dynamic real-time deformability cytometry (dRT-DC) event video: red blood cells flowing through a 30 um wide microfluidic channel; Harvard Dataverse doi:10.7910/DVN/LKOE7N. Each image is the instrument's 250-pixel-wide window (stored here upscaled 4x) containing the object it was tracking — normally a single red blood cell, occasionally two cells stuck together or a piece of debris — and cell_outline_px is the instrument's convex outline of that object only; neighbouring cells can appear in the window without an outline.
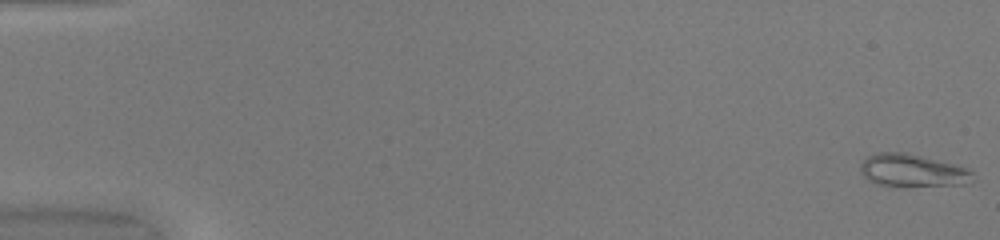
{"species": "common noctule bat (a hibernating species)", "species_latin": "Nyctalus noctula", "temperature_condition": "warm", "stored_images_in_passage": 51, "camera_frame_rate_fps": 3000, "um_per_image_px": 0.085, "animal": {"sex": "female", "body_mass_g": 20.0, "forearm_length_mm": 54.0}, "frame": {"image": 1, "passage_image": 1, "time_ms": 0.0, "image_size_px": [1000, 240], "cell_outline_px": [[972, 184], [908, 188], [876, 184], [868, 180], [860, 172], [860, 164], [868, 156], [880, 152], [908, 152], [968, 168], [972, 172]], "centroid_in_image_um": [77.58, 14.53], "position_along_channel_um": 7.4, "area_um2": 22.08}}
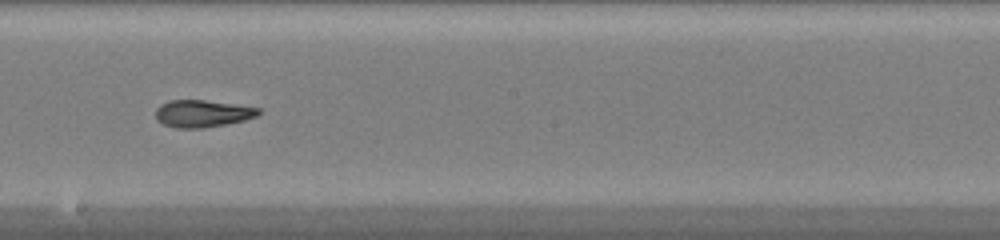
{"frame": {"image": 2, "passage_image": 30, "time_ms": 9.667, "image_size_px": [1000, 240], "cell_outline_px": [[260, 112], [256, 116], [244, 120], [228, 124], [204, 128], [176, 128], [164, 124], [156, 120], [156, 108], [160, 104], [168, 100], [204, 100], [260, 108]], "centroid_in_image_um": [17.17, 9.65], "position_along_channel_um": 231.0, "area_um2": 16.3}}
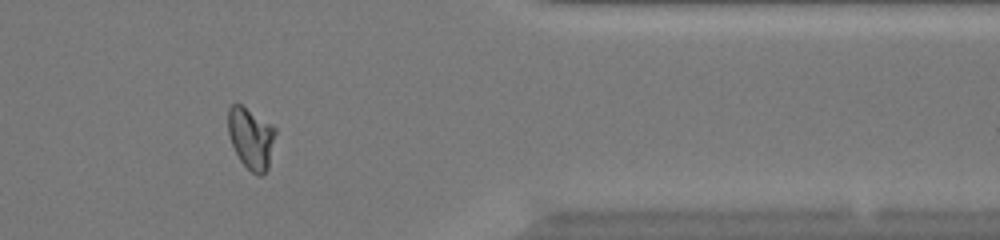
{"frame": {"image": 3, "passage_image": 43, "time_ms": 14.0, "image_size_px": [1000, 240], "cell_outline_px": [[276, 132], [268, 168], [260, 176], [252, 172], [240, 160], [232, 144], [228, 132], [228, 108], [232, 104], [240, 104], [272, 124], [276, 128]], "centroid_in_image_um": [21.34, 11.72], "position_along_channel_um": 390.1, "area_um2": 16.76}, "authors_computed_cell_mechanics": {"area_um2": 17.918, "velocity_mm_per_s": 4.0797, "shape_relaxation_time_tau1_ms": null, "shape_relaxation_time_tau2_ms": 7.1414, "deformation_change_tau1": null, "deformation_change_tau2": 0.1643}}